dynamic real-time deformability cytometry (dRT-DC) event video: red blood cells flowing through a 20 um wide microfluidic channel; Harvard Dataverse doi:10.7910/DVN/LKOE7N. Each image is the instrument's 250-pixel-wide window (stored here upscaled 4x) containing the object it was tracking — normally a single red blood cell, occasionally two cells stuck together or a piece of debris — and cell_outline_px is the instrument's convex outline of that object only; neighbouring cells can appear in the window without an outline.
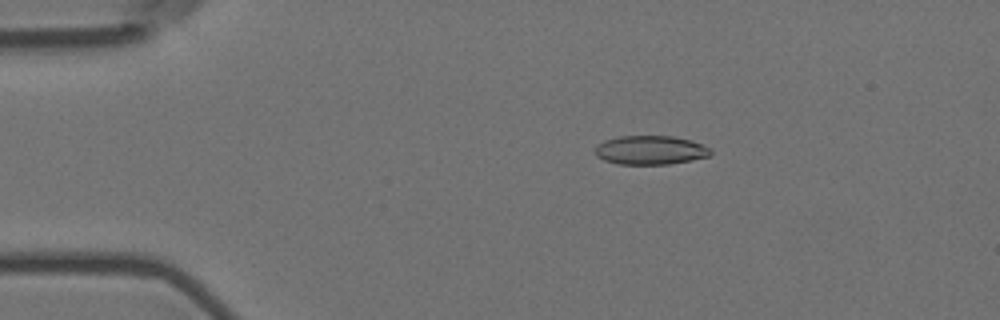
{"species": "Egyptian fruit bat (a non-hibernating species)", "species_latin": "Rousettus aegyptiacus", "temperature_condition": "room temperature", "stored_images_in_passage": 47, "camera_frame_rate_fps": 3000, "um_per_image_px": 0.085, "animal": {"sex": "female"}, "frame": {"image": 1, "passage_image": 11, "time_ms": 3.333, "image_size_px": [1000, 320], "cell_outline_px": [[712, 152], [708, 156], [692, 160], [668, 164], [616, 164], [604, 160], [596, 156], [592, 152], [604, 140], [620, 136], [672, 136], [688, 140], [712, 148]], "centroid_in_image_um": [55.25, 12.77], "position_along_channel_um": 29.7, "area_um2": 19.42}}
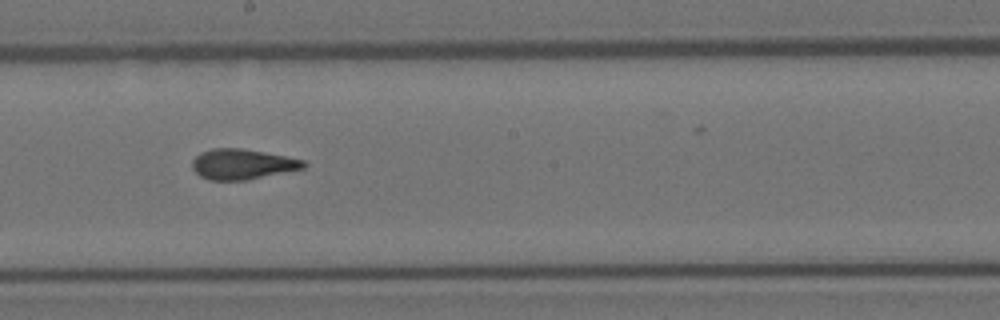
{"frame": {"image": 2, "passage_image": 32, "time_ms": 10.333, "image_size_px": [1000, 320], "cell_outline_px": [[308, 164], [304, 168], [244, 180], [208, 180], [200, 176], [192, 168], [192, 160], [200, 152], [212, 148], [244, 148], [304, 160]], "centroid_in_image_um": [20.56, 13.94], "position_along_channel_um": 227.6, "area_um2": 19.59}}
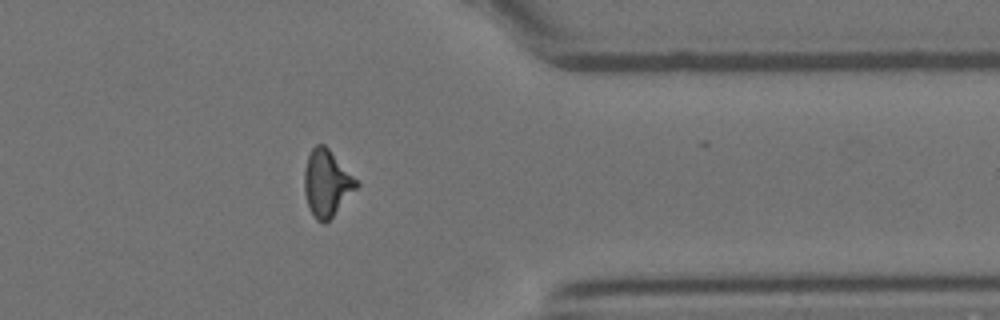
{"frame": {"image": 3, "passage_image": 46, "time_ms": 15.0, "image_size_px": [1000, 320], "cell_outline_px": [[360, 184], [332, 216], [324, 224], [316, 220], [308, 204], [304, 192], [304, 168], [308, 156], [312, 148], [316, 144], [324, 144], [328, 148]], "centroid_in_image_um": [27.75, 15.55], "position_along_channel_um": 383.7, "area_um2": 19.77}, "authors_computed_cell_mechanics": {"area_um2": 19.8254, "velocity_mm_per_s": 3.609, "shape_relaxation_time_tau1_ms": null, "shape_relaxation_time_tau2_ms": 1.6187, "deformation_change_tau1": null, "deformation_change_tau2": 0.0862}}